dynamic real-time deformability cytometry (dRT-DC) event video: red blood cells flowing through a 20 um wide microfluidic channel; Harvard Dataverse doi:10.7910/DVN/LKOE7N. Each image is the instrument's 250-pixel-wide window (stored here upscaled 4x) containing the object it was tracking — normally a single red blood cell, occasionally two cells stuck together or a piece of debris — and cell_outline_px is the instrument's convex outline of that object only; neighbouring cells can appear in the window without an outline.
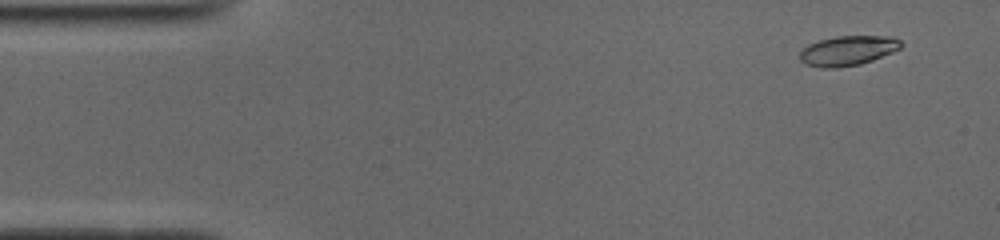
{"species": "common noctule bat (a hibernating species)", "species_latin": "Nyctalus noctula", "temperature_condition": "cold", "stored_images_in_passage": 51, "camera_frame_rate_fps": 3000, "um_per_image_px": 0.085, "animal": {"sex": "male", "body_mass_g": 19.0, "forearm_length_mm": 50.8}, "frame": {"image": 1, "passage_image": 4, "time_ms": 1.0, "image_size_px": [1000, 240], "cell_outline_px": [[904, 44], [900, 48], [892, 52], [872, 60], [860, 64], [836, 68], [820, 68], [804, 64], [800, 60], [800, 52], [808, 44], [820, 40], [836, 36], [892, 36], [900, 40]], "centroid_in_image_um": [72.06, 4.3], "position_along_channel_um": 12.9, "area_um2": 17.63}}
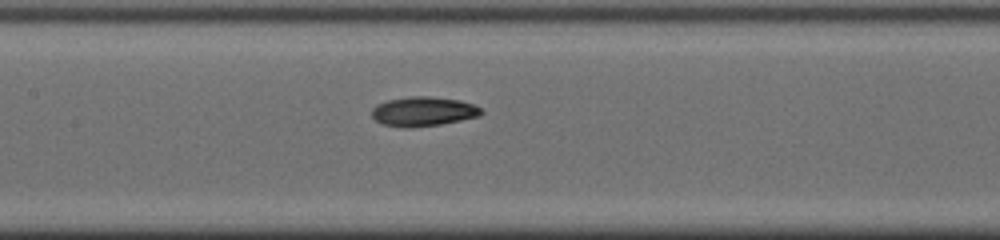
{"frame": {"image": 2, "passage_image": 24, "time_ms": 7.667, "image_size_px": [1000, 240], "cell_outline_px": [[484, 112], [480, 116], [440, 124], [408, 128], [404, 128], [384, 124], [376, 120], [372, 116], [372, 108], [376, 104], [388, 100], [412, 96], [428, 96], [460, 100], [472, 104], [480, 108]], "centroid_in_image_um": [35.97, 9.47], "position_along_channel_um": 171.4, "area_um2": 18.67}}
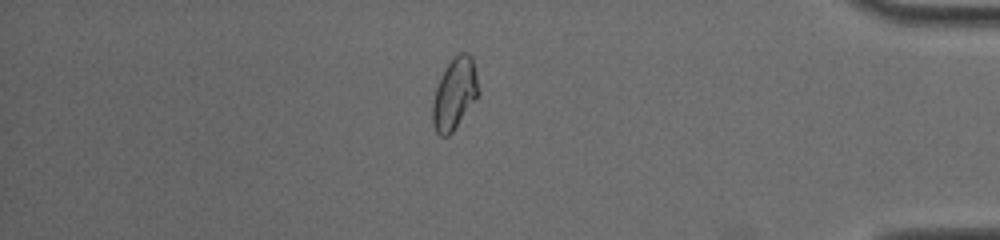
{"frame": {"image": 3, "passage_image": 44, "time_ms": 14.333, "image_size_px": [1000, 240], "cell_outline_px": [[480, 92], [452, 132], [448, 136], [440, 136], [436, 132], [432, 124], [432, 104], [436, 88], [448, 64], [460, 52], [468, 52], [472, 56], [476, 72]], "centroid_in_image_um": [38.64, 7.98], "position_along_channel_um": 396.6, "area_um2": 18.79}, "authors_computed_cell_mechanics": {"area_um2": 18.0914, "velocity_mm_per_s": 3.9326, "shape_relaxation_time_tau1_ms": 2.7955, "shape_relaxation_time_tau2_ms": 4.8543, "deformation_change_tau1": 0.1196, "deformation_change_tau2": 0.0846}}